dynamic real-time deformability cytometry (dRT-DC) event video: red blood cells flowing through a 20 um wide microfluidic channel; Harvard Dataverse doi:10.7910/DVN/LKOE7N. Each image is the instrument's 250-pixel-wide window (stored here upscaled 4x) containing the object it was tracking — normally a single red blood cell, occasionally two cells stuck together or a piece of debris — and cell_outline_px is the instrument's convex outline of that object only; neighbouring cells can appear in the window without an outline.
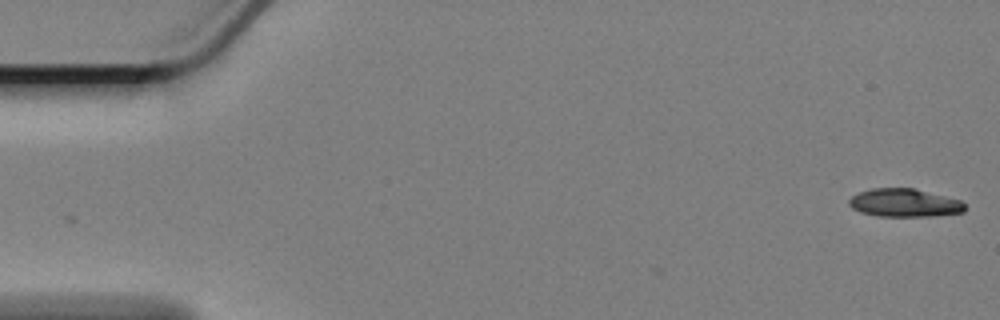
{"species": "Egyptian fruit bat (a non-hibernating species)", "species_latin": "Rousettus aegyptiacus", "temperature_condition": "cold", "stored_images_in_passage": 45, "camera_frame_rate_fps": 3000, "um_per_image_px": 0.085, "animal": {"sex": "female"}, "frame": {"image": 1, "passage_image": 1, "time_ms": 0.0, "image_size_px": [1000, 320], "cell_outline_px": [[964, 212], [932, 216], [880, 216], [860, 212], [852, 208], [848, 204], [848, 200], [852, 196], [860, 192], [872, 188], [916, 188], [960, 200], [964, 204]], "centroid_in_image_um": [76.86, 17.24], "position_along_channel_um": 8.1, "area_um2": 18.96}}
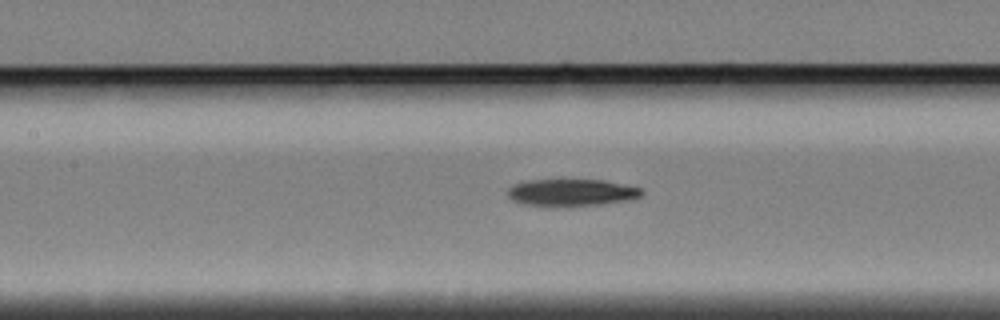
{"frame": {"image": 2, "passage_image": 26, "time_ms": 8.333, "image_size_px": [1000, 320], "cell_outline_px": [[644, 192], [640, 196], [632, 200], [600, 204], [524, 204], [512, 200], [508, 196], [508, 188], [516, 184], [528, 180], [604, 180], [640, 188]], "centroid_in_image_um": [48.62, 16.33], "position_along_channel_um": 158.8, "area_um2": 20.29}}
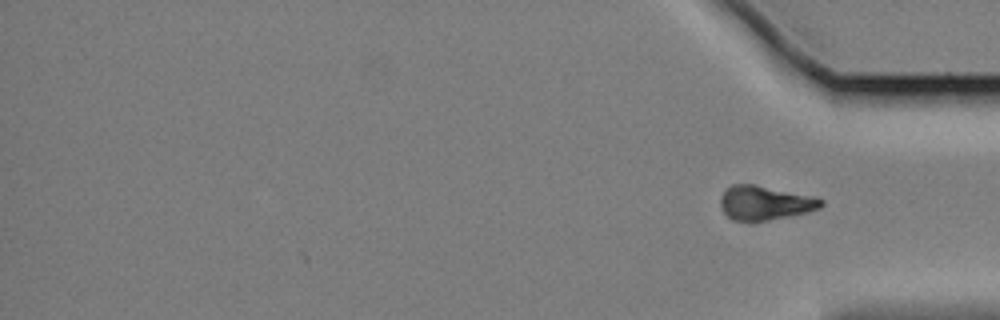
{"frame": {"image": 3, "passage_image": 45, "time_ms": 14.667, "image_size_px": [1000, 320], "cell_outline_px": [[824, 204], [820, 208], [808, 212], [752, 224], [732, 220], [720, 208], [720, 196], [732, 184], [752, 184], [824, 200]], "centroid_in_image_um": [64.94, 17.3], "position_along_channel_um": 370.3, "area_um2": 20.06}, "authors_computed_cell_mechanics": {"area_um2": 20.808, "velocity_mm_per_s": 3.3596, "shape_relaxation_time_tau1_ms": 4.7461, "shape_relaxation_time_tau2_ms": null, "deformation_change_tau1": 0.1278, "deformation_change_tau2": null}}